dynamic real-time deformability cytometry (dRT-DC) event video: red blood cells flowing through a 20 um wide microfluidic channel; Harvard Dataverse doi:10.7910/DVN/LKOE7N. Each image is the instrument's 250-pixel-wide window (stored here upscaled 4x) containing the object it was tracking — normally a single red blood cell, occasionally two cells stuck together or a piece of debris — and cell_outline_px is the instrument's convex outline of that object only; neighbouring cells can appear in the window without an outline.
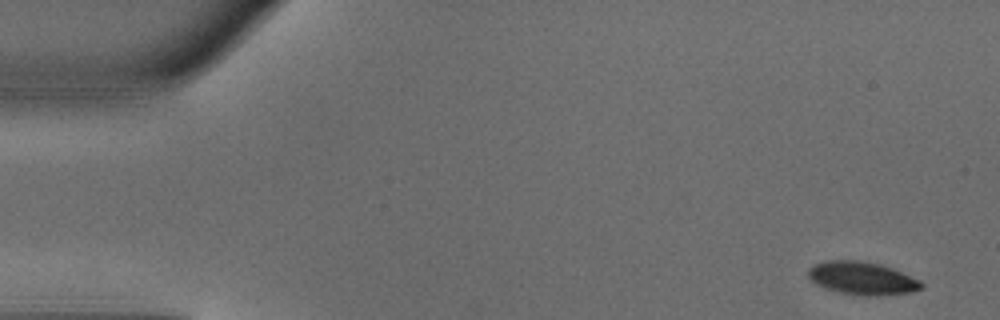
{"species": "common noctule bat (a hibernating species)", "species_latin": "Nyctalus noctula", "temperature_condition": "warm", "stored_images_in_passage": 10, "camera_frame_rate_fps": 3000, "um_per_image_px": 0.085, "animal": {"sex": "male", "body_mass_g": 18.8}, "frame": {"image": 1, "passage_image": 2, "time_ms": 0.333, "image_size_px": [1000, 320], "cell_outline_px": [[924, 288], [912, 292], [876, 296], [864, 296], [840, 292], [824, 288], [816, 284], [808, 276], [808, 268], [816, 264], [828, 260], [860, 260], [880, 264], [892, 268], [920, 280], [924, 284]], "centroid_in_image_um": [73.3, 23.65], "position_along_channel_um": 11.7, "area_um2": 21.79}}